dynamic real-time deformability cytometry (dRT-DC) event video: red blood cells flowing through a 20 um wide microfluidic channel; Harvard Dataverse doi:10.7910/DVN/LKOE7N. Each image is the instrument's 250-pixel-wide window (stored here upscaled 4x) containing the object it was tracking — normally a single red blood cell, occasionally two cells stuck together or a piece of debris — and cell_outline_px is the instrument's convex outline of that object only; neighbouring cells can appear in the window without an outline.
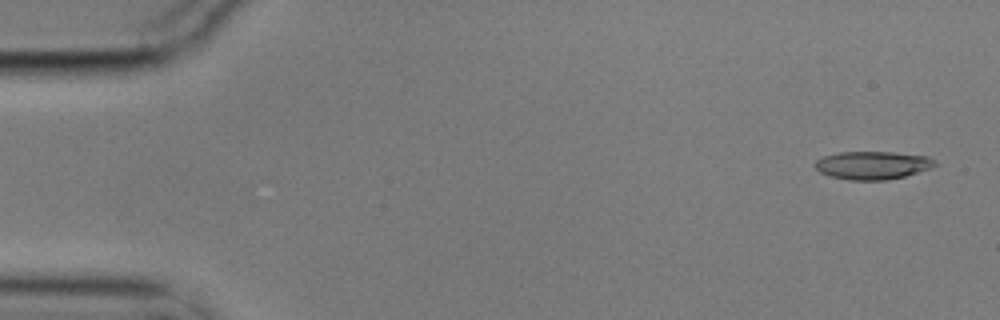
{"species": "common noctule bat (a hibernating species)", "species_latin": "Nyctalus noctula", "temperature_condition": "cold", "stored_images_in_passage": 5, "camera_frame_rate_fps": 3000, "um_per_image_px": 0.085, "animal": {"sex": "male", "body_mass_g": 17.9}, "frame": {"image": 1, "passage_image": 1, "time_ms": 0.0, "image_size_px": [1000, 320], "cell_outline_px": [[936, 164], [928, 168], [904, 176], [888, 180], [848, 180], [832, 176], [820, 172], [812, 164], [816, 160], [824, 156], [840, 152], [892, 152], [928, 156], [936, 160]], "centroid_in_image_um": [74.14, 14.04], "position_along_channel_um": 10.9, "area_um2": 19.48}}
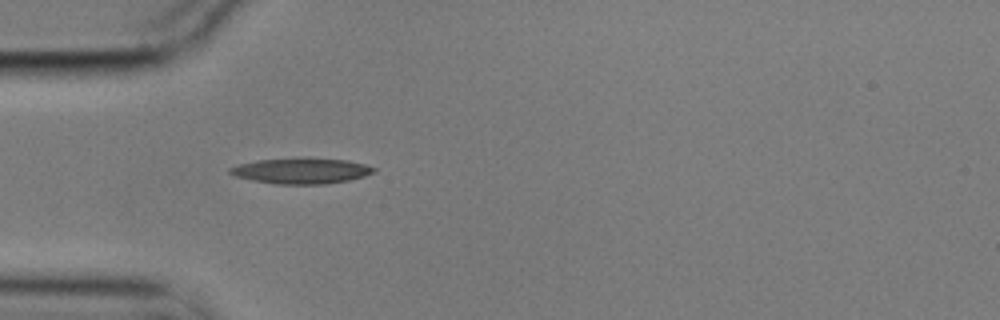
{"frame": {"image": 2, "passage_image": 5, "time_ms": 1.333, "image_size_px": [1000, 320], "cell_outline_px": [[376, 172], [364, 176], [348, 180], [324, 184], [276, 184], [252, 180], [236, 176], [228, 172], [228, 168], [236, 164], [256, 160], [300, 156], [308, 156], [348, 160], [364, 164], [376, 168]], "centroid_in_image_um": [25.59, 14.48], "position_along_channel_um": 59.4, "area_um2": 22.2}}